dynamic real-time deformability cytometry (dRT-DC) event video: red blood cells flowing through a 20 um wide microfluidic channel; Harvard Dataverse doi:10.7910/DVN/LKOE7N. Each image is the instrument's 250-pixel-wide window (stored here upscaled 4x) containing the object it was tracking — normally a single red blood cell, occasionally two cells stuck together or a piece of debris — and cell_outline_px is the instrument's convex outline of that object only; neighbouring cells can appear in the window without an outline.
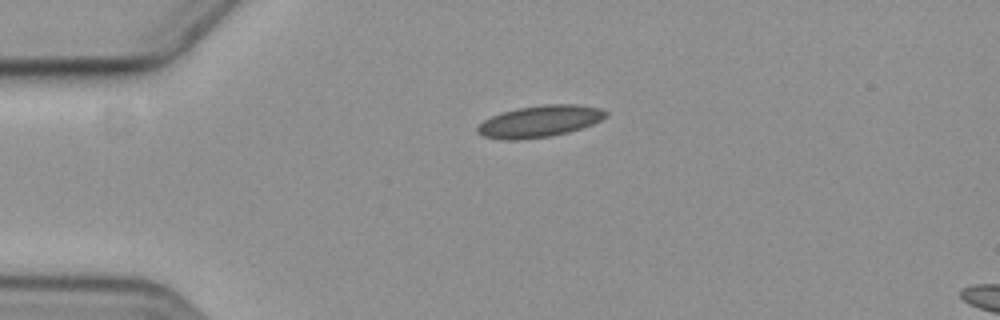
{"species": "common noctule bat (a hibernating species)", "species_latin": "Nyctalus noctula", "temperature_condition": "cold", "stored_images_in_passage": 2, "camera_frame_rate_fps": 3000, "um_per_image_px": 0.085, "animal": {"sex": "female", "body_mass_g": 19.3, "forearm_length_mm": 54.1}, "frame": {"image": 1, "passage_image": 1, "time_ms": 0.0, "image_size_px": [1000, 320], "cell_outline_px": [[608, 116], [592, 124], [568, 132], [552, 136], [520, 140], [504, 140], [484, 136], [476, 132], [476, 128], [484, 120], [500, 112], [516, 108], [544, 104], [580, 104], [600, 108], [608, 112]], "centroid_in_image_um": [45.87, 10.31], "position_along_channel_um": 39.1, "area_um2": 23.87}}